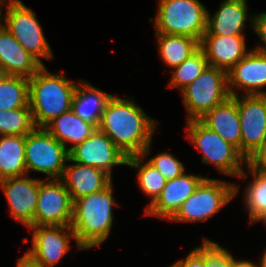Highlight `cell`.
Segmentation results:
<instances>
[{
	"mask_svg": "<svg viewBox=\"0 0 266 267\" xmlns=\"http://www.w3.org/2000/svg\"><path fill=\"white\" fill-rule=\"evenodd\" d=\"M125 155L114 142L98 128L82 143L69 151L68 162H76L104 170L110 176L113 166L127 165Z\"/></svg>",
	"mask_w": 266,
	"mask_h": 267,
	"instance_id": "4fadbf2b",
	"label": "cell"
},
{
	"mask_svg": "<svg viewBox=\"0 0 266 267\" xmlns=\"http://www.w3.org/2000/svg\"><path fill=\"white\" fill-rule=\"evenodd\" d=\"M148 162L156 168L166 181L173 180L185 172V166L173 154L162 152L152 157Z\"/></svg>",
	"mask_w": 266,
	"mask_h": 267,
	"instance_id": "4dcf8cb0",
	"label": "cell"
},
{
	"mask_svg": "<svg viewBox=\"0 0 266 267\" xmlns=\"http://www.w3.org/2000/svg\"><path fill=\"white\" fill-rule=\"evenodd\" d=\"M260 261L259 264L257 263V265L259 267H266V250L264 252V254H262V257L260 258Z\"/></svg>",
	"mask_w": 266,
	"mask_h": 267,
	"instance_id": "f35d334b",
	"label": "cell"
},
{
	"mask_svg": "<svg viewBox=\"0 0 266 267\" xmlns=\"http://www.w3.org/2000/svg\"><path fill=\"white\" fill-rule=\"evenodd\" d=\"M68 159V148H65L45 128H35L26 135L27 174L33 170L47 174L48 179H61Z\"/></svg>",
	"mask_w": 266,
	"mask_h": 267,
	"instance_id": "9c48e42d",
	"label": "cell"
},
{
	"mask_svg": "<svg viewBox=\"0 0 266 267\" xmlns=\"http://www.w3.org/2000/svg\"><path fill=\"white\" fill-rule=\"evenodd\" d=\"M76 86L64 74L50 73L46 66L29 78V106L36 128H44L71 110Z\"/></svg>",
	"mask_w": 266,
	"mask_h": 267,
	"instance_id": "3957f363",
	"label": "cell"
},
{
	"mask_svg": "<svg viewBox=\"0 0 266 267\" xmlns=\"http://www.w3.org/2000/svg\"><path fill=\"white\" fill-rule=\"evenodd\" d=\"M3 5L7 7L5 13L0 15V21L4 19L3 25L18 43L45 66L40 58L51 60L54 55L35 12L26 7L23 2Z\"/></svg>",
	"mask_w": 266,
	"mask_h": 267,
	"instance_id": "ba28073f",
	"label": "cell"
},
{
	"mask_svg": "<svg viewBox=\"0 0 266 267\" xmlns=\"http://www.w3.org/2000/svg\"><path fill=\"white\" fill-rule=\"evenodd\" d=\"M208 66V61L204 52L199 47L192 55H190L179 66L173 68L172 77L170 79V88L184 89L191 84L199 75L202 74L204 69Z\"/></svg>",
	"mask_w": 266,
	"mask_h": 267,
	"instance_id": "f546056e",
	"label": "cell"
},
{
	"mask_svg": "<svg viewBox=\"0 0 266 267\" xmlns=\"http://www.w3.org/2000/svg\"><path fill=\"white\" fill-rule=\"evenodd\" d=\"M155 33L184 35L199 43L206 31L207 8L199 0H159Z\"/></svg>",
	"mask_w": 266,
	"mask_h": 267,
	"instance_id": "5b68a950",
	"label": "cell"
},
{
	"mask_svg": "<svg viewBox=\"0 0 266 267\" xmlns=\"http://www.w3.org/2000/svg\"><path fill=\"white\" fill-rule=\"evenodd\" d=\"M247 0H224L214 16L207 10L206 31L204 34L222 36H245V22L250 21L248 17ZM249 19V20H248Z\"/></svg>",
	"mask_w": 266,
	"mask_h": 267,
	"instance_id": "d6986e66",
	"label": "cell"
},
{
	"mask_svg": "<svg viewBox=\"0 0 266 267\" xmlns=\"http://www.w3.org/2000/svg\"><path fill=\"white\" fill-rule=\"evenodd\" d=\"M231 182L205 178L181 205L170 221L199 222L214 216L238 193Z\"/></svg>",
	"mask_w": 266,
	"mask_h": 267,
	"instance_id": "52a82bcc",
	"label": "cell"
},
{
	"mask_svg": "<svg viewBox=\"0 0 266 267\" xmlns=\"http://www.w3.org/2000/svg\"><path fill=\"white\" fill-rule=\"evenodd\" d=\"M26 136H0V180L27 174L25 163Z\"/></svg>",
	"mask_w": 266,
	"mask_h": 267,
	"instance_id": "cb8c5ba5",
	"label": "cell"
},
{
	"mask_svg": "<svg viewBox=\"0 0 266 267\" xmlns=\"http://www.w3.org/2000/svg\"><path fill=\"white\" fill-rule=\"evenodd\" d=\"M180 92L188 113L187 121L199 120L215 106L231 97L228 91L227 72L209 65Z\"/></svg>",
	"mask_w": 266,
	"mask_h": 267,
	"instance_id": "8992f818",
	"label": "cell"
},
{
	"mask_svg": "<svg viewBox=\"0 0 266 267\" xmlns=\"http://www.w3.org/2000/svg\"><path fill=\"white\" fill-rule=\"evenodd\" d=\"M23 176L7 177L0 180V187L10 206L13 219L26 227L34 226L39 184L42 179ZM29 177V178H28Z\"/></svg>",
	"mask_w": 266,
	"mask_h": 267,
	"instance_id": "5bb4252c",
	"label": "cell"
},
{
	"mask_svg": "<svg viewBox=\"0 0 266 267\" xmlns=\"http://www.w3.org/2000/svg\"><path fill=\"white\" fill-rule=\"evenodd\" d=\"M16 267H40V266L34 264L25 255H23L21 258L18 259Z\"/></svg>",
	"mask_w": 266,
	"mask_h": 267,
	"instance_id": "8d00e7d4",
	"label": "cell"
},
{
	"mask_svg": "<svg viewBox=\"0 0 266 267\" xmlns=\"http://www.w3.org/2000/svg\"><path fill=\"white\" fill-rule=\"evenodd\" d=\"M78 83L81 84V87L76 86L71 109L83 121H87L98 128L102 113L112 95L94 87L86 80Z\"/></svg>",
	"mask_w": 266,
	"mask_h": 267,
	"instance_id": "7402d4cb",
	"label": "cell"
},
{
	"mask_svg": "<svg viewBox=\"0 0 266 267\" xmlns=\"http://www.w3.org/2000/svg\"><path fill=\"white\" fill-rule=\"evenodd\" d=\"M229 267H259L256 264L252 263L251 261L246 260H235L233 258L229 264Z\"/></svg>",
	"mask_w": 266,
	"mask_h": 267,
	"instance_id": "d590c367",
	"label": "cell"
},
{
	"mask_svg": "<svg viewBox=\"0 0 266 267\" xmlns=\"http://www.w3.org/2000/svg\"><path fill=\"white\" fill-rule=\"evenodd\" d=\"M44 128L65 148H67V143H72L68 151L90 137L97 129L95 125L83 121L72 109L54 118Z\"/></svg>",
	"mask_w": 266,
	"mask_h": 267,
	"instance_id": "603a6c76",
	"label": "cell"
},
{
	"mask_svg": "<svg viewBox=\"0 0 266 267\" xmlns=\"http://www.w3.org/2000/svg\"><path fill=\"white\" fill-rule=\"evenodd\" d=\"M0 65L8 75L31 78L43 65L29 54L0 21Z\"/></svg>",
	"mask_w": 266,
	"mask_h": 267,
	"instance_id": "ffe728a7",
	"label": "cell"
},
{
	"mask_svg": "<svg viewBox=\"0 0 266 267\" xmlns=\"http://www.w3.org/2000/svg\"><path fill=\"white\" fill-rule=\"evenodd\" d=\"M73 218V202L61 179H45L39 184L34 226H67Z\"/></svg>",
	"mask_w": 266,
	"mask_h": 267,
	"instance_id": "8fae6325",
	"label": "cell"
},
{
	"mask_svg": "<svg viewBox=\"0 0 266 267\" xmlns=\"http://www.w3.org/2000/svg\"><path fill=\"white\" fill-rule=\"evenodd\" d=\"M187 137L203 154L202 162L212 164L221 173L239 178H248L243 169L246 158L232 144L226 142L220 135L208 129L199 120L187 121Z\"/></svg>",
	"mask_w": 266,
	"mask_h": 267,
	"instance_id": "277c9868",
	"label": "cell"
},
{
	"mask_svg": "<svg viewBox=\"0 0 266 267\" xmlns=\"http://www.w3.org/2000/svg\"><path fill=\"white\" fill-rule=\"evenodd\" d=\"M2 7H4V6H3L2 2L0 1V9H3Z\"/></svg>",
	"mask_w": 266,
	"mask_h": 267,
	"instance_id": "b9f144b4",
	"label": "cell"
},
{
	"mask_svg": "<svg viewBox=\"0 0 266 267\" xmlns=\"http://www.w3.org/2000/svg\"><path fill=\"white\" fill-rule=\"evenodd\" d=\"M33 231L32 247L24 254L40 267H54L71 248L70 240H75L71 225L29 226Z\"/></svg>",
	"mask_w": 266,
	"mask_h": 267,
	"instance_id": "7c38bea8",
	"label": "cell"
},
{
	"mask_svg": "<svg viewBox=\"0 0 266 267\" xmlns=\"http://www.w3.org/2000/svg\"><path fill=\"white\" fill-rule=\"evenodd\" d=\"M112 192L111 183L103 191L73 202L71 227L75 234L77 250L99 246L108 238L114 218L112 207L117 205Z\"/></svg>",
	"mask_w": 266,
	"mask_h": 267,
	"instance_id": "7a4b0ae2",
	"label": "cell"
},
{
	"mask_svg": "<svg viewBox=\"0 0 266 267\" xmlns=\"http://www.w3.org/2000/svg\"><path fill=\"white\" fill-rule=\"evenodd\" d=\"M29 78L7 75L0 82V110L29 106Z\"/></svg>",
	"mask_w": 266,
	"mask_h": 267,
	"instance_id": "484cf974",
	"label": "cell"
},
{
	"mask_svg": "<svg viewBox=\"0 0 266 267\" xmlns=\"http://www.w3.org/2000/svg\"><path fill=\"white\" fill-rule=\"evenodd\" d=\"M233 98L241 123V154L248 161L266 143V94Z\"/></svg>",
	"mask_w": 266,
	"mask_h": 267,
	"instance_id": "30bf717a",
	"label": "cell"
},
{
	"mask_svg": "<svg viewBox=\"0 0 266 267\" xmlns=\"http://www.w3.org/2000/svg\"><path fill=\"white\" fill-rule=\"evenodd\" d=\"M144 159L143 155L128 157L127 166L137 169L138 184L141 191L151 197L150 205L158 198L167 181L148 161L143 164Z\"/></svg>",
	"mask_w": 266,
	"mask_h": 267,
	"instance_id": "4316f807",
	"label": "cell"
},
{
	"mask_svg": "<svg viewBox=\"0 0 266 267\" xmlns=\"http://www.w3.org/2000/svg\"><path fill=\"white\" fill-rule=\"evenodd\" d=\"M248 172L253 175L252 181L248 184L244 193V206L249 212L250 225L266 210V173L253 168L246 163Z\"/></svg>",
	"mask_w": 266,
	"mask_h": 267,
	"instance_id": "83f0119b",
	"label": "cell"
},
{
	"mask_svg": "<svg viewBox=\"0 0 266 267\" xmlns=\"http://www.w3.org/2000/svg\"><path fill=\"white\" fill-rule=\"evenodd\" d=\"M247 162L253 168L266 173V143Z\"/></svg>",
	"mask_w": 266,
	"mask_h": 267,
	"instance_id": "e575fe53",
	"label": "cell"
},
{
	"mask_svg": "<svg viewBox=\"0 0 266 267\" xmlns=\"http://www.w3.org/2000/svg\"><path fill=\"white\" fill-rule=\"evenodd\" d=\"M6 70L0 65V82L7 76Z\"/></svg>",
	"mask_w": 266,
	"mask_h": 267,
	"instance_id": "ab89813d",
	"label": "cell"
},
{
	"mask_svg": "<svg viewBox=\"0 0 266 267\" xmlns=\"http://www.w3.org/2000/svg\"><path fill=\"white\" fill-rule=\"evenodd\" d=\"M204 258L206 267H229L234 258L228 250L222 248L218 243L204 239Z\"/></svg>",
	"mask_w": 266,
	"mask_h": 267,
	"instance_id": "1f68e13d",
	"label": "cell"
},
{
	"mask_svg": "<svg viewBox=\"0 0 266 267\" xmlns=\"http://www.w3.org/2000/svg\"><path fill=\"white\" fill-rule=\"evenodd\" d=\"M199 121L220 135L226 142L235 146L241 153V123L237 101L233 97H229L224 103L215 106Z\"/></svg>",
	"mask_w": 266,
	"mask_h": 267,
	"instance_id": "44dd1931",
	"label": "cell"
},
{
	"mask_svg": "<svg viewBox=\"0 0 266 267\" xmlns=\"http://www.w3.org/2000/svg\"><path fill=\"white\" fill-rule=\"evenodd\" d=\"M61 180L74 202L81 197L103 191L112 183V176L102 169L73 162L65 166Z\"/></svg>",
	"mask_w": 266,
	"mask_h": 267,
	"instance_id": "ac0fdd59",
	"label": "cell"
},
{
	"mask_svg": "<svg viewBox=\"0 0 266 267\" xmlns=\"http://www.w3.org/2000/svg\"><path fill=\"white\" fill-rule=\"evenodd\" d=\"M228 91L231 97L237 96L236 89L245 92L243 95H265L266 91V54L250 50L227 72Z\"/></svg>",
	"mask_w": 266,
	"mask_h": 267,
	"instance_id": "9a60e30c",
	"label": "cell"
},
{
	"mask_svg": "<svg viewBox=\"0 0 266 267\" xmlns=\"http://www.w3.org/2000/svg\"><path fill=\"white\" fill-rule=\"evenodd\" d=\"M35 128L30 106L0 110V136H26Z\"/></svg>",
	"mask_w": 266,
	"mask_h": 267,
	"instance_id": "f1b7e54d",
	"label": "cell"
},
{
	"mask_svg": "<svg viewBox=\"0 0 266 267\" xmlns=\"http://www.w3.org/2000/svg\"><path fill=\"white\" fill-rule=\"evenodd\" d=\"M251 28L254 30L255 34L258 35L260 40H262L263 45L255 47L253 50L266 54V12L254 14L252 16Z\"/></svg>",
	"mask_w": 266,
	"mask_h": 267,
	"instance_id": "836d02e7",
	"label": "cell"
},
{
	"mask_svg": "<svg viewBox=\"0 0 266 267\" xmlns=\"http://www.w3.org/2000/svg\"><path fill=\"white\" fill-rule=\"evenodd\" d=\"M156 36L160 57L170 68L179 66L199 48V42L189 36L162 33Z\"/></svg>",
	"mask_w": 266,
	"mask_h": 267,
	"instance_id": "d4e9b609",
	"label": "cell"
},
{
	"mask_svg": "<svg viewBox=\"0 0 266 267\" xmlns=\"http://www.w3.org/2000/svg\"><path fill=\"white\" fill-rule=\"evenodd\" d=\"M2 2V4L5 3H15V2H22L21 0H0Z\"/></svg>",
	"mask_w": 266,
	"mask_h": 267,
	"instance_id": "60d3db41",
	"label": "cell"
},
{
	"mask_svg": "<svg viewBox=\"0 0 266 267\" xmlns=\"http://www.w3.org/2000/svg\"><path fill=\"white\" fill-rule=\"evenodd\" d=\"M262 221L266 225V210L262 212L254 221V222H259Z\"/></svg>",
	"mask_w": 266,
	"mask_h": 267,
	"instance_id": "74e56055",
	"label": "cell"
},
{
	"mask_svg": "<svg viewBox=\"0 0 266 267\" xmlns=\"http://www.w3.org/2000/svg\"><path fill=\"white\" fill-rule=\"evenodd\" d=\"M205 178L184 172L181 176L168 180L158 198L147 206L144 215L169 221Z\"/></svg>",
	"mask_w": 266,
	"mask_h": 267,
	"instance_id": "2e32d148",
	"label": "cell"
},
{
	"mask_svg": "<svg viewBox=\"0 0 266 267\" xmlns=\"http://www.w3.org/2000/svg\"><path fill=\"white\" fill-rule=\"evenodd\" d=\"M173 267H206V261L204 258V239L203 244L197 248H194L185 259L178 260L172 264Z\"/></svg>",
	"mask_w": 266,
	"mask_h": 267,
	"instance_id": "d6a6232c",
	"label": "cell"
},
{
	"mask_svg": "<svg viewBox=\"0 0 266 267\" xmlns=\"http://www.w3.org/2000/svg\"><path fill=\"white\" fill-rule=\"evenodd\" d=\"M157 121L149 117L134 99L112 96L104 112L98 129L104 132L128 157L150 153Z\"/></svg>",
	"mask_w": 266,
	"mask_h": 267,
	"instance_id": "6da1fadb",
	"label": "cell"
},
{
	"mask_svg": "<svg viewBox=\"0 0 266 267\" xmlns=\"http://www.w3.org/2000/svg\"><path fill=\"white\" fill-rule=\"evenodd\" d=\"M245 42V36L203 34L199 47L209 66L228 72L250 52L246 50Z\"/></svg>",
	"mask_w": 266,
	"mask_h": 267,
	"instance_id": "e0dca14e",
	"label": "cell"
}]
</instances>
